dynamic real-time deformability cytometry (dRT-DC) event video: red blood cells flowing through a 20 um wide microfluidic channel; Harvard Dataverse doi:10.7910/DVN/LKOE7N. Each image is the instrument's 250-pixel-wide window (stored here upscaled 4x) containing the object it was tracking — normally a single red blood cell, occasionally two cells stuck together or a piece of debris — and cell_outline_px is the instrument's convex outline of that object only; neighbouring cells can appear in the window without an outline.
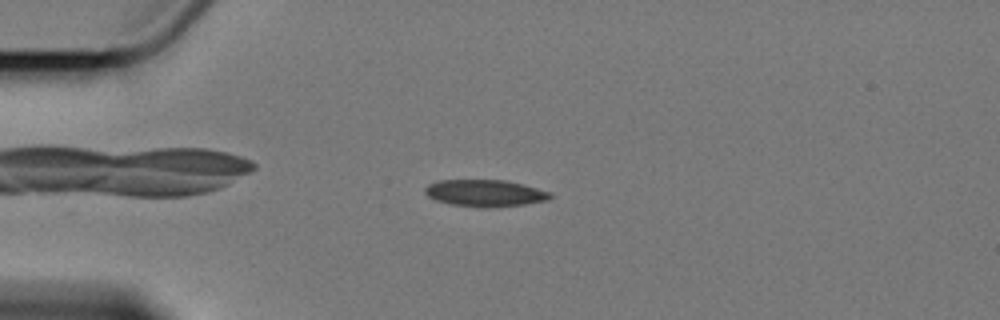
{"species": "Egyptian fruit bat (a non-hibernating species)", "species_latin": "Rousettus aegyptiacus", "temperature_condition": "cold", "stored_images_in_passage": 4, "camera_frame_rate_fps": 3000, "um_per_image_px": 0.085, "animal": {"sex": "female"}, "frame": {"image": 1, "passage_image": 4, "time_ms": 3.333, "image_size_px": [1000, 320], "cell_outline_px": [[552, 196], [548, 200], [524, 204], [496, 208], [480, 208], [452, 204], [436, 200], [428, 196], [424, 192], [424, 188], [428, 184], [440, 180], [504, 180], [536, 188], [548, 192]], "centroid_in_image_um": [41.19, 16.43], "position_along_channel_um": 43.8, "area_um2": 19.54}}